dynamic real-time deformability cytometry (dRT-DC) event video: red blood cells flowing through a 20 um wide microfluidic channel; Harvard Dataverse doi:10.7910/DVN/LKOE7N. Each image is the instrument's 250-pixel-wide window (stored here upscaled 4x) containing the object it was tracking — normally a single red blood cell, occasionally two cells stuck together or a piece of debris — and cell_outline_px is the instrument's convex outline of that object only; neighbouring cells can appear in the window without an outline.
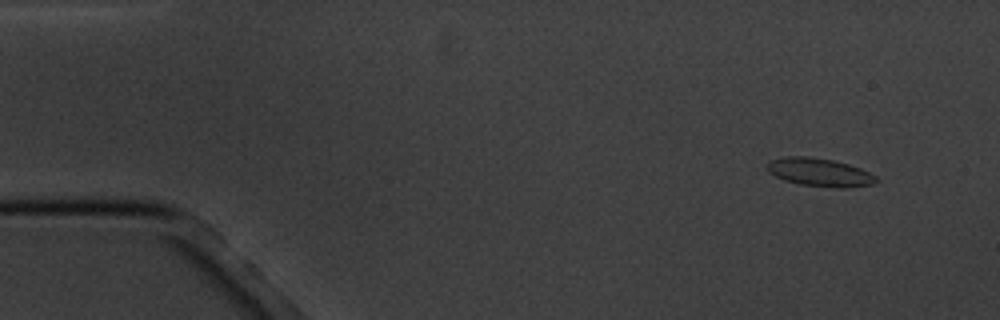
{"species": "common noctule bat (a hibernating species)", "species_latin": "Nyctalus noctula", "temperature_condition": "cold", "stored_images_in_passage": 7, "camera_frame_rate_fps": 3000, "um_per_image_px": 0.085, "animal": {"sex": "male", "body_mass_g": 20.1, "forearm_length_mm": 53.5}, "frame": {"image": 1, "passage_image": 1, "time_ms": 0.0, "image_size_px": [1000, 320], "cell_outline_px": [[880, 180], [872, 184], [848, 188], [832, 188], [800, 184], [784, 180], [768, 172], [768, 164], [772, 160], [788, 156], [808, 156], [832, 160], [848, 164], [860, 168], [876, 176]], "centroid_in_image_um": [69.71, 14.66], "position_along_channel_um": 15.3, "area_um2": 17.86}}
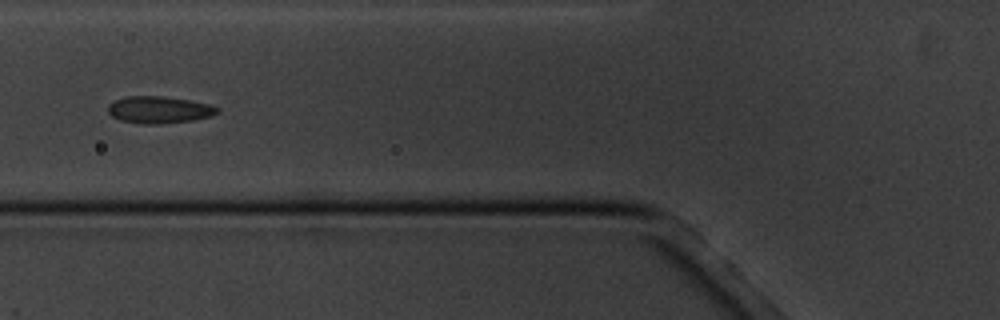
{"frame": {"image": 2, "passage_image": 5, "time_ms": 5.667, "image_size_px": [1000, 320], "cell_outline_px": [[220, 112], [212, 116], [192, 120], [156, 124], [140, 124], [120, 120], [112, 116], [108, 112], [108, 104], [124, 96], [164, 96], [212, 104], [220, 108]], "centroid_in_image_um": [13.55, 9.33], "position_along_channel_um": 112.3, "area_um2": 17.34}}
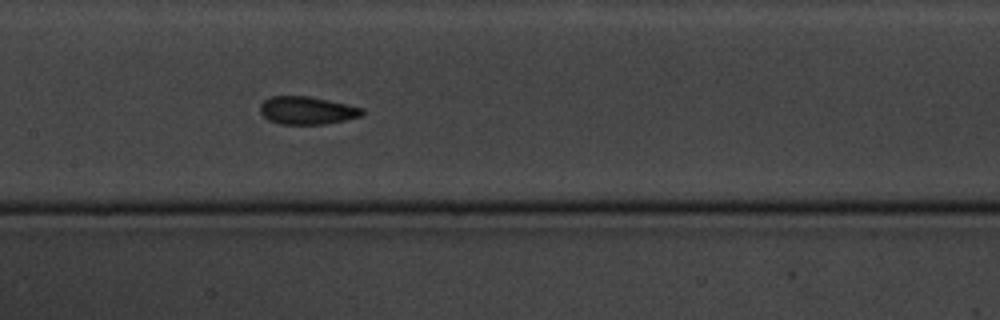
{"frame": {"image": 3, "passage_image": 7, "time_ms": 7.667, "image_size_px": [1000, 320], "cell_outline_px": [[364, 116], [324, 124], [280, 124], [268, 120], [260, 112], [260, 104], [264, 100], [272, 96], [308, 96], [328, 100], [364, 108]], "centroid_in_image_um": [26.1, 9.39], "position_along_channel_um": 181.3, "area_um2": 16.59}}